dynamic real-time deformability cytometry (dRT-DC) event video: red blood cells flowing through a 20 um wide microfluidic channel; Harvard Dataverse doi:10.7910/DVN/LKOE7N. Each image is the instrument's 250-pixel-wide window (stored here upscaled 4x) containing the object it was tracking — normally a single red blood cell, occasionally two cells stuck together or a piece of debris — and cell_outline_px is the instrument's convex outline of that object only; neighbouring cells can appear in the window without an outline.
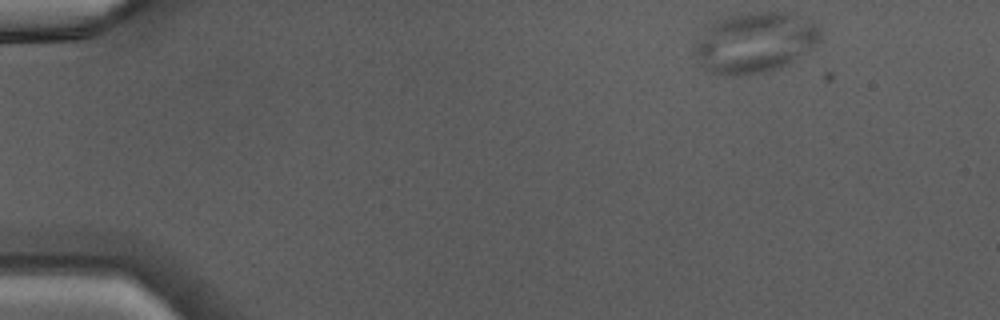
{"species": "Egyptian fruit bat (a non-hibernating species)", "species_latin": "Rousettus aegyptiacus", "temperature_condition": "warm", "stored_images_in_passage": 41, "camera_frame_rate_fps": 3000, "um_per_image_px": 0.085, "animal": {"sex": "male"}, "frame": {"image": 1, "passage_image": 1, "time_ms": 0.0, "image_size_px": [1000, 320], "cell_outline_px": [[820, 40], [812, 48], [788, 64], [780, 68], [764, 72], [724, 76], [712, 72], [704, 68], [700, 64], [692, 52], [692, 48], [708, 28], [712, 24], [720, 20], [732, 16], [748, 12], [784, 12], [816, 24], [820, 32]], "centroid_in_image_um": [64.15, 3.64], "position_along_channel_um": 20.8, "area_um2": 43.58}}
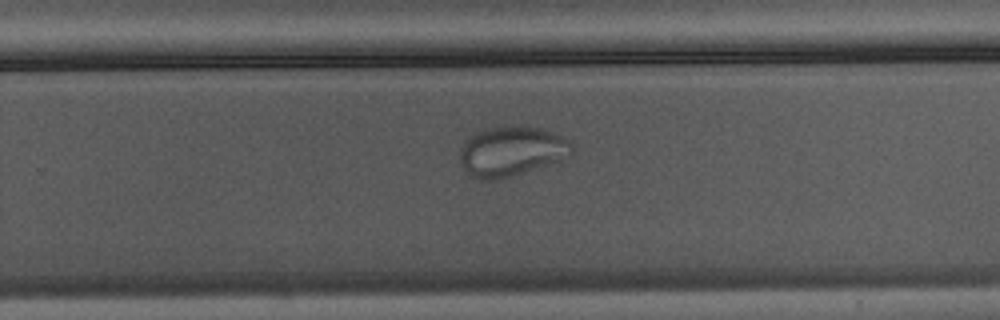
{"frame": {"image": 2, "passage_image": 26, "time_ms": 8.333, "image_size_px": [1000, 320], "cell_outline_px": [[572, 152], [568, 156], [560, 160], [500, 180], [476, 180], [464, 168], [460, 160], [460, 148], [468, 136], [484, 128], [512, 124], [520, 124], [540, 128], [552, 132], [568, 140], [572, 144]], "centroid_in_image_um": [43.43, 12.83], "position_along_channel_um": 286.4, "area_um2": 32.89}}
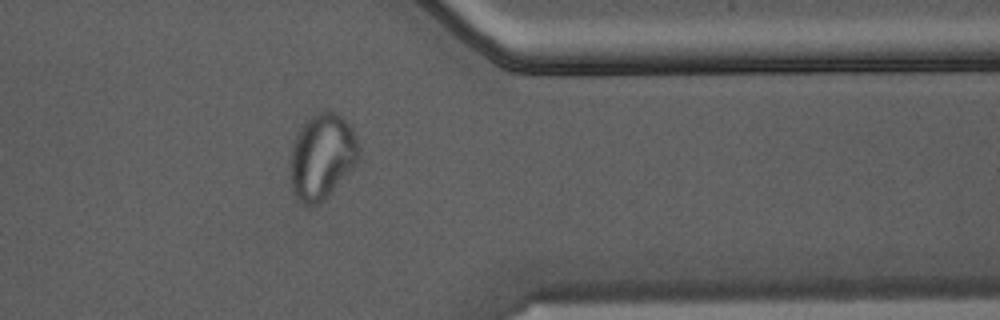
{"frame": {"image": 3, "passage_image": 33, "time_ms": 10.667, "image_size_px": [1000, 320], "cell_outline_px": [[360, 160], [328, 196], [320, 204], [308, 208], [300, 204], [296, 196], [288, 172], [292, 144], [304, 120], [308, 116], [324, 108], [332, 108], [352, 128], [356, 136], [360, 148]], "centroid_in_image_um": [27.36, 13.29], "position_along_channel_um": 384.0, "area_um2": 35.32}}